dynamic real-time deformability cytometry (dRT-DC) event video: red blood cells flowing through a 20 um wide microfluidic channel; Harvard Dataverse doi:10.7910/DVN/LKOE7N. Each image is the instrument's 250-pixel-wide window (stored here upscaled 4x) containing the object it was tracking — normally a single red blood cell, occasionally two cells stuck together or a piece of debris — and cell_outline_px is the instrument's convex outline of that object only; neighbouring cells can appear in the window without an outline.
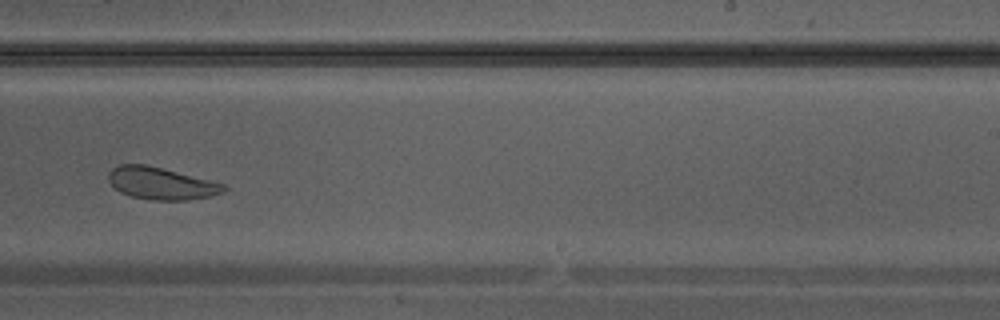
{"species": "Egyptian fruit bat (a non-hibernating species)", "species_latin": "Rousettus aegyptiacus", "temperature_condition": "warm", "stored_images_in_passage": 33, "camera_frame_rate_fps": 3000, "um_per_image_px": 0.085, "animal": {"sex": "male"}, "frame": {"image": 1, "passage_image": 19, "time_ms": 6.0, "image_size_px": [1000, 320], "cell_outline_px": [[228, 188], [224, 192], [212, 196], [184, 200], [152, 200], [132, 196], [120, 192], [108, 180], [108, 172], [112, 168], [120, 164], [144, 164], [224, 184]], "centroid_in_image_um": [13.68, 15.59], "position_along_channel_um": 275.3, "area_um2": 21.27}}